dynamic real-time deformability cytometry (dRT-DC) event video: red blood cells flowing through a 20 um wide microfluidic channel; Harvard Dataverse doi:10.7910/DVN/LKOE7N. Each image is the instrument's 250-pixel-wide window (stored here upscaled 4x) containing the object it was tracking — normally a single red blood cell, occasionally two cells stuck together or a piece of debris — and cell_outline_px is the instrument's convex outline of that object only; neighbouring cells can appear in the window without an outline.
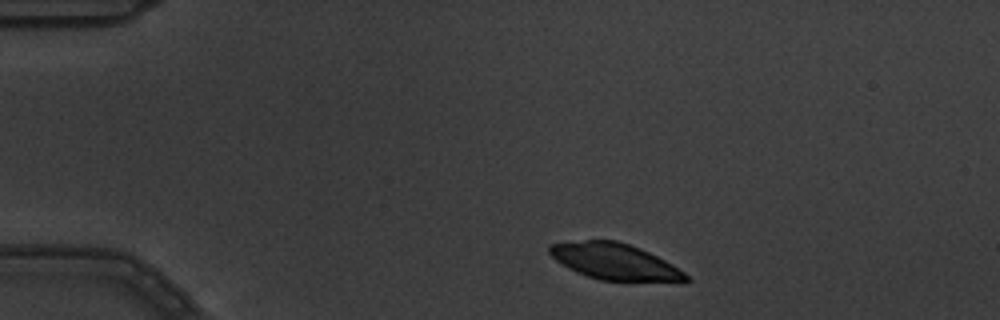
{"species": "common noctule bat (a hibernating species)", "species_latin": "Nyctalus noctula", "temperature_condition": "warm", "stored_images_in_passage": 3, "camera_frame_rate_fps": 3000, "um_per_image_px": 0.085, "animal": {"sex": "male", "body_mass_g": 19.5, "forearm_length_mm": 54.6}, "frame": {"image": 1, "passage_image": 1, "time_ms": 0.0, "image_size_px": [1000, 320], "cell_outline_px": [[692, 280], [628, 284], [600, 280], [576, 272], [568, 268], [556, 260], [548, 252], [548, 244], [584, 240], [616, 240], [640, 248], [672, 264], [684, 272]], "centroid_in_image_um": [52.27, 22.28], "position_along_channel_um": 32.7, "area_um2": 29.48}}